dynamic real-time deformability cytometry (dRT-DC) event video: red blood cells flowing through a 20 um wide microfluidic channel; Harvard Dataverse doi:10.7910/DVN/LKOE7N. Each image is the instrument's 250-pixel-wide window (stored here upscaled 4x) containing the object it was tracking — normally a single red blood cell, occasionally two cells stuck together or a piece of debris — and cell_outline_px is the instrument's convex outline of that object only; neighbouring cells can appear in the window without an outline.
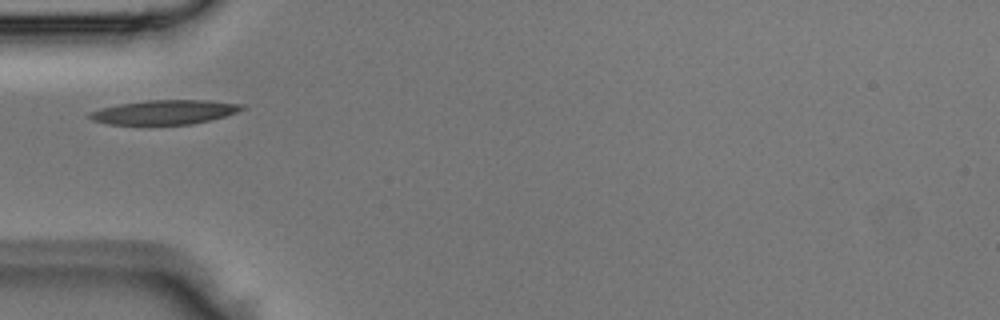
{"species": "Egyptian fruit bat (a non-hibernating species)", "species_latin": "Rousettus aegyptiacus", "temperature_condition": "room temperature", "stored_images_in_passage": 3, "camera_frame_rate_fps": 3000, "um_per_image_px": 0.085, "animal": {"sex": "male"}, "frame": {"image": 1, "passage_image": 3, "time_ms": 0.667, "image_size_px": [1000, 320], "cell_outline_px": [[248, 108], [212, 120], [192, 124], [108, 124], [92, 120], [88, 116], [88, 112], [100, 108], [120, 104], [148, 100], [204, 100], [244, 104]], "centroid_in_image_um": [14.0, 9.53], "position_along_channel_um": 71.0, "area_um2": 21.56}}